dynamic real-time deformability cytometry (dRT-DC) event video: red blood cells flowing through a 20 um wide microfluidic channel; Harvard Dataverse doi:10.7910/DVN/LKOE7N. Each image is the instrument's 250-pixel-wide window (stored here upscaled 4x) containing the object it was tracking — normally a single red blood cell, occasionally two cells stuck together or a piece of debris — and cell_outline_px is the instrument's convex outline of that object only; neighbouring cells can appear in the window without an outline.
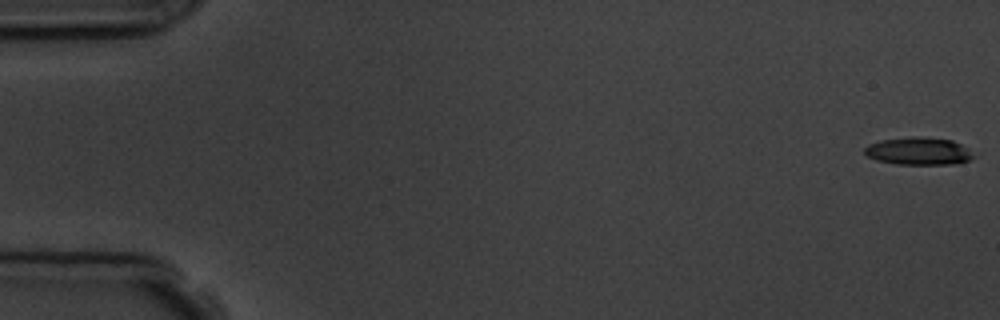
{"species": "common noctule bat (a hibernating species)", "species_latin": "Nyctalus noctula", "temperature_condition": "room temperature", "stored_images_in_passage": 17, "camera_frame_rate_fps": 3000, "um_per_image_px": 0.085, "animal": {"sex": "male", "body_mass_g": 19.5, "forearm_length_mm": 54.6}, "frame": {"image": 1, "passage_image": 1, "time_ms": 0.0, "image_size_px": [1000, 320], "cell_outline_px": [[976, 156], [968, 160], [956, 164], [896, 164], [876, 160], [864, 156], [864, 148], [868, 144], [880, 140], [912, 136], [920, 136], [952, 140], [968, 148]], "centroid_in_image_um": [78.05, 12.84], "position_along_channel_um": 7.0, "area_um2": 17.74}}
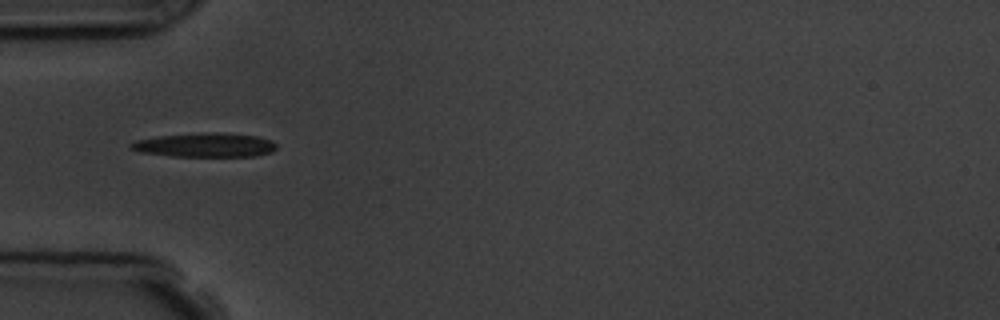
{"frame": {"image": 2, "passage_image": 6, "time_ms": 5.667, "image_size_px": [1000, 320], "cell_outline_px": [[276, 148], [272, 152], [256, 156], [172, 156], [140, 152], [132, 148], [128, 144], [136, 140], [160, 136], [220, 132], [256, 136], [272, 140], [276, 144]], "centroid_in_image_um": [17.47, 12.33], "position_along_channel_um": 67.5, "area_um2": 20.17}, "authors_computed_cell_mechanics": {"area_um2": 19.4208, "velocity_mm_per_s": 3.7718, "shape_relaxation_time_tau1_ms": 8.2786, "shape_relaxation_time_tau2_ms": null, "deformation_change_tau1": 0.1808, "deformation_change_tau2": null}}